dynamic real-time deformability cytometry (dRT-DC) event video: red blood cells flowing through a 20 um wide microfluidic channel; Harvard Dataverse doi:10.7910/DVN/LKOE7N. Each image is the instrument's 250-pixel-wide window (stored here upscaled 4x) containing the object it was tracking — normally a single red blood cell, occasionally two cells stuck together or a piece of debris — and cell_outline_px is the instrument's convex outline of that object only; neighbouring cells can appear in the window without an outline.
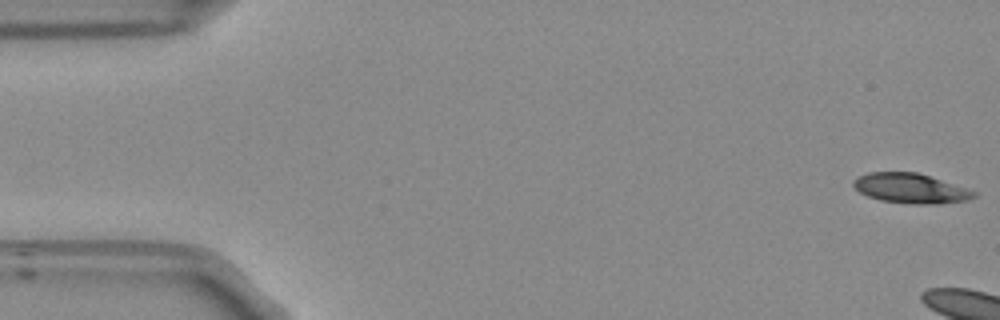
{"species": "Egyptian fruit bat (a non-hibernating species)", "species_latin": "Rousettus aegyptiacus", "temperature_condition": "room temperature", "stored_images_in_passage": 9, "camera_frame_rate_fps": 3000, "um_per_image_px": 0.085, "frame": {"image": 1, "passage_image": 1, "time_ms": 0.0, "image_size_px": [1000, 320], "cell_outline_px": [[976, 196], [968, 200], [940, 204], [916, 204], [880, 200], [868, 196], [860, 192], [852, 184], [852, 180], [856, 176], [868, 172], [916, 172], [976, 192]], "centroid_in_image_um": [77.34, 16.01], "position_along_channel_um": 7.7, "area_um2": 20.69}}